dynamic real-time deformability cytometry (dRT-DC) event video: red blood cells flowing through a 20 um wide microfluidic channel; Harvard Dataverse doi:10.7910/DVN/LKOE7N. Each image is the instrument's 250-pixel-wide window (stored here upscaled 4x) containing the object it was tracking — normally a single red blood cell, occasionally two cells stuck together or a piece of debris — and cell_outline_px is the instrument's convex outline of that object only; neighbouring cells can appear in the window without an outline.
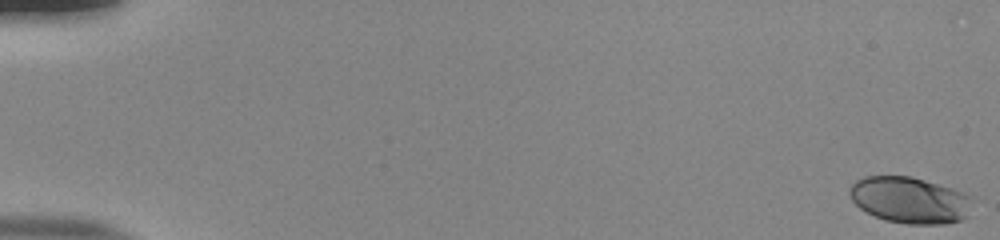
{"species": "human", "species_latin": "Homo sapiens", "temperature_condition": "room temperature", "stored_images_in_passage": 54, "camera_frame_rate_fps": 3000, "um_per_image_px": 0.085, "donor": {"sex": "male"}, "frame": {"image": 1, "passage_image": 1, "time_ms": 0.0, "image_size_px": [1000, 240], "cell_outline_px": [[968, 216], [964, 220], [944, 224], [908, 224], [884, 220], [860, 208], [852, 200], [848, 192], [852, 184], [856, 180], [864, 176], [912, 176], [964, 192], [968, 196]], "centroid_in_image_um": [77.29, 17.01], "position_along_channel_um": 7.7, "area_um2": 32.95}}
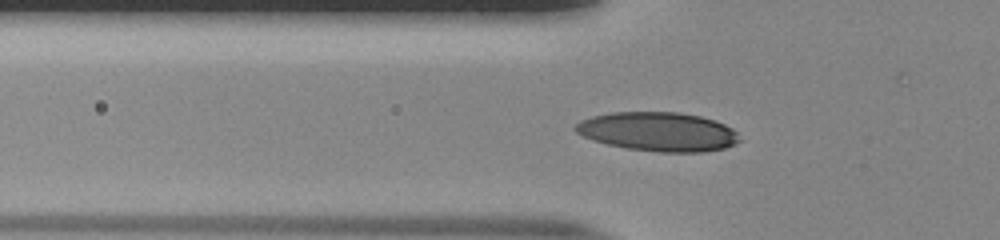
{"frame": {"image": 2, "passage_image": 20, "time_ms": 6.333, "image_size_px": [1000, 240], "cell_outline_px": [[740, 140], [736, 144], [724, 148], [704, 152], [660, 152], [628, 148], [608, 144], [592, 140], [576, 132], [572, 128], [580, 120], [592, 116], [612, 112], [680, 112], [700, 116], [716, 120], [732, 128], [736, 132]], "centroid_in_image_um": [55.95, 11.18], "position_along_channel_um": 69.9, "area_um2": 37.4}}
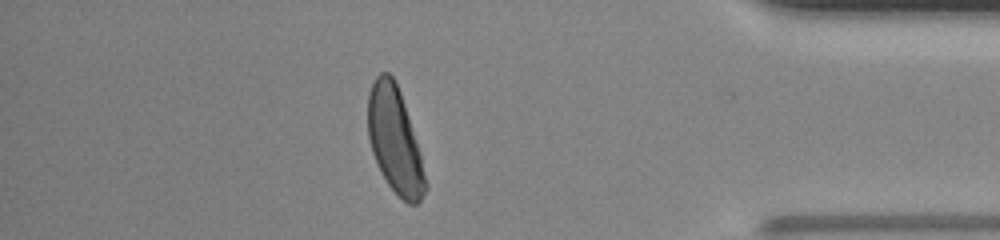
{"frame": {"image": 3, "passage_image": 48, "time_ms": 15.667, "image_size_px": [1000, 240], "cell_outline_px": [[428, 188], [420, 200], [416, 204], [408, 204], [388, 184], [372, 152], [368, 136], [368, 92], [376, 76], [380, 72], [388, 72], [396, 80], [404, 104], [420, 156], [428, 184]], "centroid_in_image_um": [33.55, 11.9], "position_along_channel_um": 401.7, "area_um2": 34.74}, "authors_computed_cell_mechanics": {"area_um2": 35.7782, "velocity_mm_per_s": 3.8899, "shape_relaxation_time_tau1_ms": 2.872, "shape_relaxation_time_tau2_ms": null, "deformation_change_tau1": 0.173, "deformation_change_tau2": null}}